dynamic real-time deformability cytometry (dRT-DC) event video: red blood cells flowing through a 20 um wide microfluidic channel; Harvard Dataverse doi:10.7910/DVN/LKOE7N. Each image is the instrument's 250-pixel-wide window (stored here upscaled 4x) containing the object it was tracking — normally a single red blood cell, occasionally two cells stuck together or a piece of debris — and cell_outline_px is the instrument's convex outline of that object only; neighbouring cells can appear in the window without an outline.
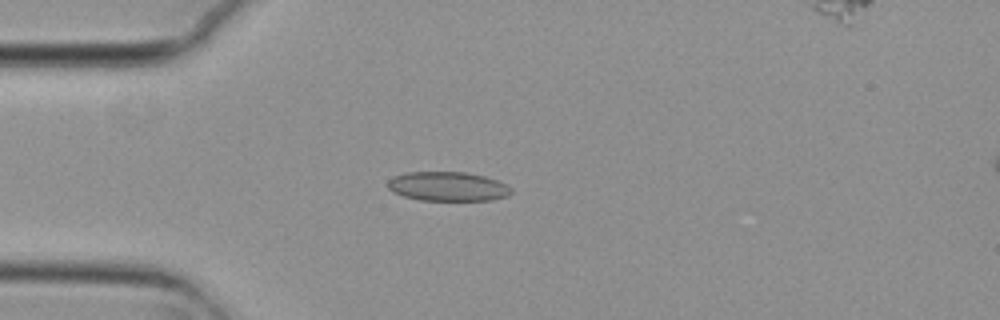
{"species": "common noctule bat (a hibernating species)", "species_latin": "Nyctalus noctula", "temperature_condition": "cold", "stored_images_in_passage": 4, "camera_frame_rate_fps": 3000, "um_per_image_px": 0.085, "animal": {"sex": "female", "body_mass_g": 29.2, "forearm_length_mm": 56.3}, "frame": {"image": 1, "passage_image": 4, "time_ms": 1.0, "image_size_px": [1000, 320], "cell_outline_px": [[512, 192], [508, 196], [492, 200], [420, 200], [404, 196], [392, 192], [388, 188], [388, 180], [392, 176], [408, 172], [464, 172], [484, 176], [508, 184], [512, 188]], "centroid_in_image_um": [38.07, 15.84], "position_along_channel_um": 46.9, "area_um2": 21.15}}